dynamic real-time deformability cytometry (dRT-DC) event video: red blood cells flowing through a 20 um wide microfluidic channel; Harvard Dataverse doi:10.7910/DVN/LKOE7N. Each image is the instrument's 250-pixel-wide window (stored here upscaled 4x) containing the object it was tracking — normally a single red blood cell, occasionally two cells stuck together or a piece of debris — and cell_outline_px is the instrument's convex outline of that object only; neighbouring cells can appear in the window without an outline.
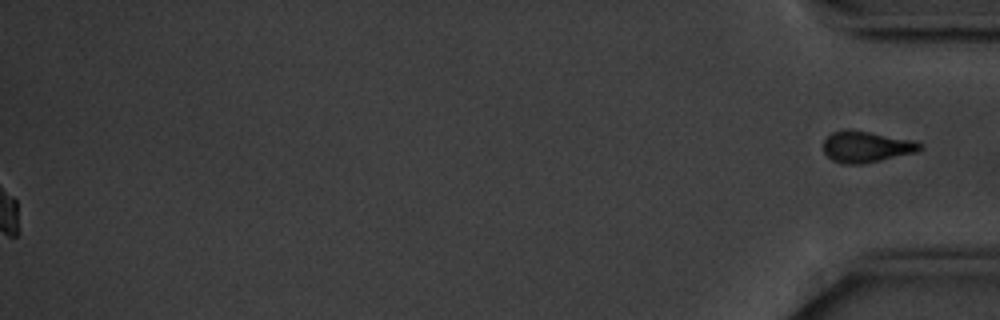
{"species": "common noctule bat (a hibernating species)", "species_latin": "Nyctalus noctula", "temperature_condition": "cold", "stored_images_in_passage": 58, "segment_of_instrument_passage": [2, 2], "camera_frame_rate_fps": 3000, "um_per_image_px": 0.085, "animal": {"sex": "male", "body_mass_g": 20.1, "forearm_length_mm": 53.5}, "frame": {"image": 1, "passage_image": 58, "time_ms": 19.0, "image_size_px": [1000, 320], "cell_outline_px": [[924, 144], [916, 152], [880, 160], [860, 164], [840, 164], [832, 160], [824, 152], [824, 140], [832, 132], [844, 128], [848, 128], [912, 140]], "centroid_in_image_um": [73.59, 12.46], "position_along_channel_um": 361.6, "area_um2": 17.51}}